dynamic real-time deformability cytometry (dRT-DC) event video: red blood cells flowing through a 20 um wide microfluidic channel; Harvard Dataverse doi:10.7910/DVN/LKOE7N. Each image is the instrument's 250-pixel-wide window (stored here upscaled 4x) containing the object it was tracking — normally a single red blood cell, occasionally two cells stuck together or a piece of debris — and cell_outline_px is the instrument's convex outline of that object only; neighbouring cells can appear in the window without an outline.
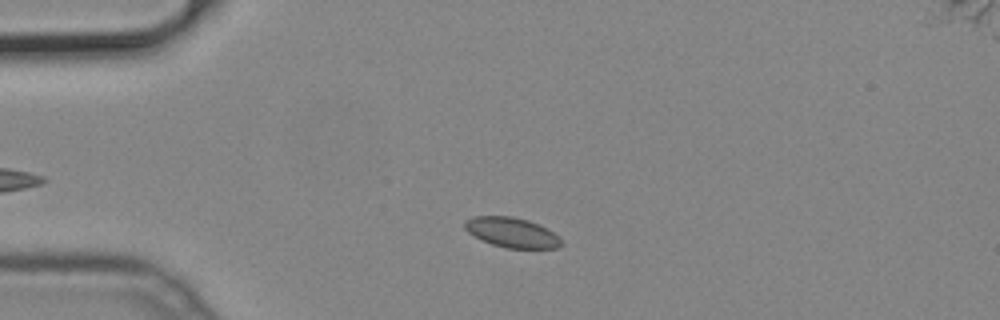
{"species": "common noctule bat (a hibernating species)", "species_latin": "Nyctalus noctula", "temperature_condition": "cold", "stored_images_in_passage": 34, "camera_frame_rate_fps": 3000, "um_per_image_px": 0.085, "animal": {"sex": "male", "body_mass_g": 19.2, "forearm_length_mm": 51.8}, "frame": {"image": 1, "passage_image": 7, "time_ms": 2.0, "image_size_px": [1000, 320], "cell_outline_px": [[564, 244], [556, 248], [504, 248], [492, 244], [468, 232], [464, 228], [464, 220], [472, 216], [512, 216], [528, 220], [540, 224], [548, 228]], "centroid_in_image_um": [43.5, 19.74], "position_along_channel_um": 41.5, "area_um2": 16.82}}
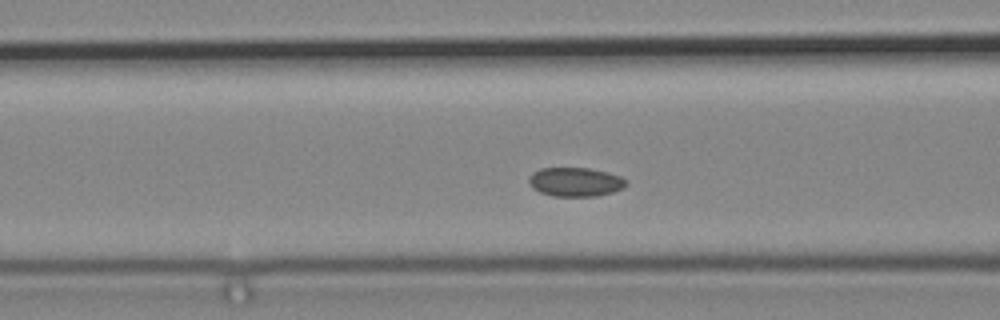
{"frame": {"image": 2, "passage_image": 15, "time_ms": 4.667, "image_size_px": [1000, 320], "cell_outline_px": [[628, 184], [624, 188], [612, 192], [596, 196], [552, 196], [540, 192], [532, 188], [528, 184], [528, 180], [532, 172], [540, 168], [588, 168], [608, 172], [620, 176], [628, 180]], "centroid_in_image_um": [48.91, 15.46], "position_along_channel_um": 117.7, "area_um2": 16.65}}
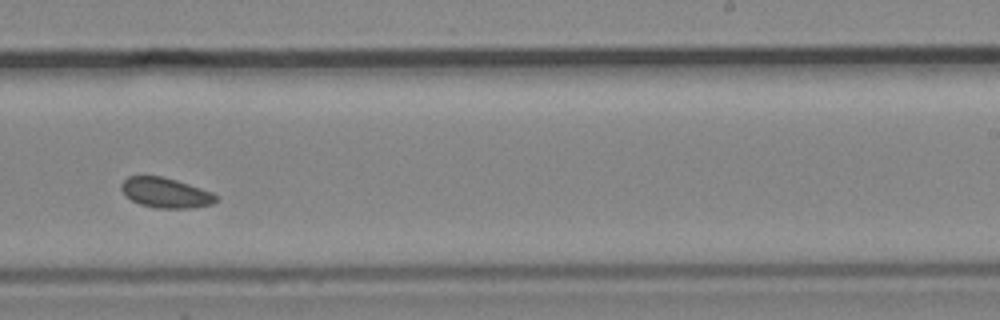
{"frame": {"image": 3, "passage_image": 27, "time_ms": 8.667, "image_size_px": [1000, 320], "cell_outline_px": [[216, 200], [212, 204], [192, 208], [156, 208], [140, 204], [124, 196], [120, 188], [120, 184], [128, 176], [164, 176], [212, 192], [216, 196]], "centroid_in_image_um": [14.03, 16.38], "position_along_channel_um": 275.0, "area_um2": 16.59}}